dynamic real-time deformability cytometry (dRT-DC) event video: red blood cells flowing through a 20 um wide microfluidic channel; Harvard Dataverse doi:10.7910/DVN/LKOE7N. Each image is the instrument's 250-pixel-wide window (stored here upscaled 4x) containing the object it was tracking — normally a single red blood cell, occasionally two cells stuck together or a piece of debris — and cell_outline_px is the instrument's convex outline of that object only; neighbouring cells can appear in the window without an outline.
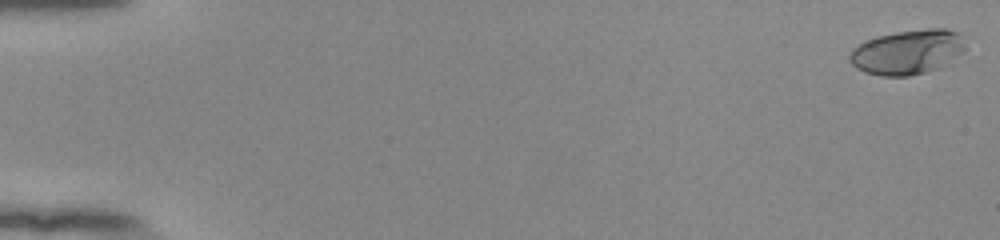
{"species": "human", "species_latin": "Homo sapiens", "temperature_condition": "room temperature", "stored_images_in_passage": 54, "camera_frame_rate_fps": 3000, "um_per_image_px": 0.085, "donor": {"sex": "female"}, "frame": {"image": 1, "passage_image": 1, "time_ms": 0.0, "image_size_px": [1000, 240], "cell_outline_px": [[964, 52], [940, 68], [908, 76], [880, 76], [864, 72], [856, 68], [848, 60], [848, 56], [852, 48], [876, 36], [896, 32], [928, 28], [944, 28], [956, 32], [964, 44]], "centroid_in_image_um": [77.1, 4.43], "position_along_channel_um": 7.9, "area_um2": 30.06}}
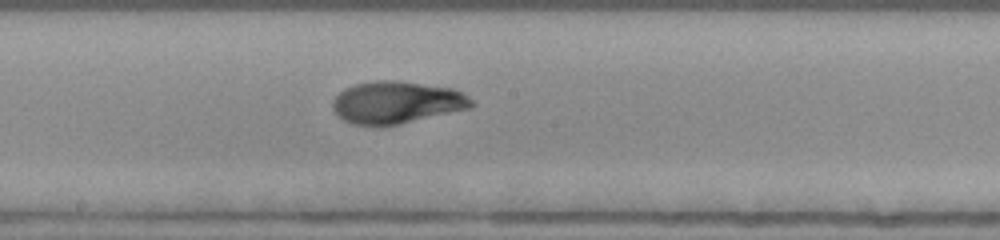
{"frame": {"image": 2, "passage_image": 31, "time_ms": 10.0, "image_size_px": [1000, 240], "cell_outline_px": [[476, 104], [472, 108], [400, 124], [376, 128], [352, 124], [336, 116], [332, 108], [332, 100], [344, 88], [356, 84], [376, 80], [392, 80], [452, 88], [464, 92]], "centroid_in_image_um": [33.7, 8.74], "position_along_channel_um": 214.5, "area_um2": 34.8}}
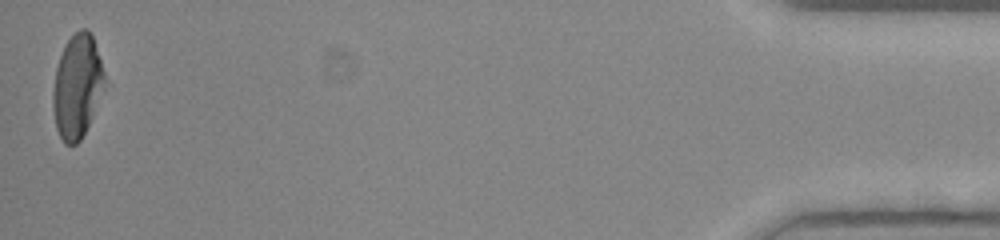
{"frame": {"image": 3, "passage_image": 54, "time_ms": 17.667, "image_size_px": [1000, 240], "cell_outline_px": [[112, 84], [80, 140], [76, 144], [64, 144], [56, 128], [52, 104], [52, 92], [56, 68], [60, 56], [68, 40], [80, 28], [88, 28], [92, 36]], "centroid_in_image_um": [6.67, 7.35], "position_along_channel_um": 428.5, "area_um2": 32.66}, "authors_computed_cell_mechanics": {"area_um2": 31.7322, "velocity_mm_per_s": 3.8934, "shape_relaxation_time_tau1_ms": 3.6459, "shape_relaxation_time_tau2_ms": null, "deformation_change_tau1": 0.1851, "deformation_change_tau2": null}}